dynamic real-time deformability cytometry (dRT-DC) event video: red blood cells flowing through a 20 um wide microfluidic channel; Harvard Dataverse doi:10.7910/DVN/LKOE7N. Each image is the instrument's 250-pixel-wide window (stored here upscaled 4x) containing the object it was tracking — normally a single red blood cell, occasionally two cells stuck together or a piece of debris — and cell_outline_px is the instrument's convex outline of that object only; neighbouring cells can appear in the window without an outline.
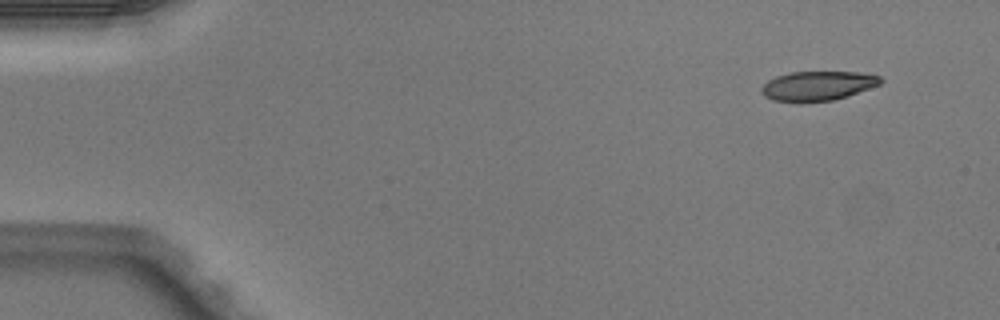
{"species": "Egyptian fruit bat (a non-hibernating species)", "species_latin": "Rousettus aegyptiacus", "temperature_condition": "warm", "stored_images_in_passage": 4, "camera_frame_rate_fps": 3000, "um_per_image_px": 0.085, "animal": {"sex": "male"}, "frame": {"image": 1, "passage_image": 1, "time_ms": 0.0, "image_size_px": [1000, 320], "cell_outline_px": [[884, 80], [880, 84], [848, 96], [832, 100], [772, 100], [764, 96], [760, 88], [768, 80], [776, 76], [792, 72], [860, 72], [880, 76]], "centroid_in_image_um": [69.54, 7.26], "position_along_channel_um": 15.5, "area_um2": 19.94}}
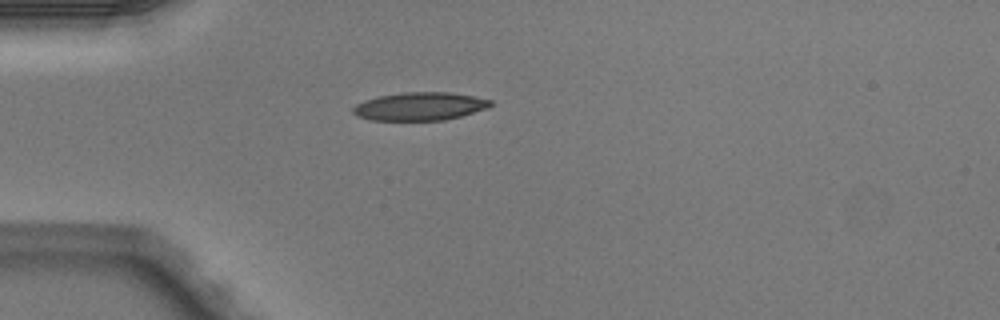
{"frame": {"image": 2, "passage_image": 3, "time_ms": 0.667, "image_size_px": [1000, 320], "cell_outline_px": [[492, 104], [488, 108], [460, 116], [444, 120], [372, 120], [356, 116], [352, 112], [352, 108], [356, 104], [364, 100], [380, 96], [404, 92], [452, 92], [492, 100]], "centroid_in_image_um": [35.67, 9.04], "position_along_channel_um": 49.3, "area_um2": 22.48}}